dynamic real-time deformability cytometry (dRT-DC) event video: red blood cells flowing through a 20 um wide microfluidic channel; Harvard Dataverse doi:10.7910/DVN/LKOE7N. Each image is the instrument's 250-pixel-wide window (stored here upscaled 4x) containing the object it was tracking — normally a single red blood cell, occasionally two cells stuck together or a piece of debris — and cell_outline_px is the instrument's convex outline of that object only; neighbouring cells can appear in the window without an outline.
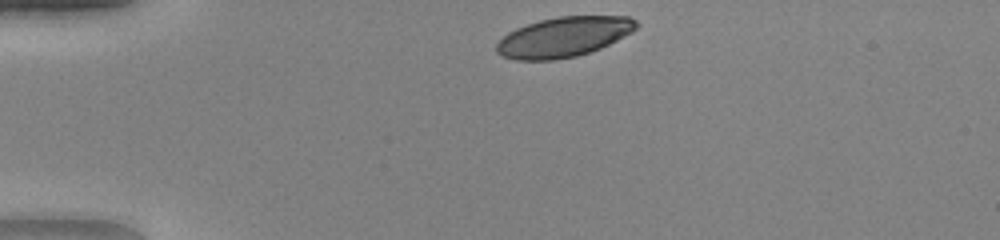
{"species": "human", "species_latin": "Homo sapiens", "temperature_condition": "warm", "stored_images_in_passage": 32, "camera_frame_rate_fps": 3000, "um_per_image_px": 0.085, "donor": {"sex": "female"}, "frame": {"image": 1, "passage_image": 1, "time_ms": 0.0, "image_size_px": [1000, 240], "cell_outline_px": [[640, 24], [632, 32], [600, 48], [576, 56], [556, 60], [516, 60], [504, 56], [496, 52], [496, 44], [508, 32], [516, 28], [540, 20], [560, 16], [628, 16], [636, 20]], "centroid_in_image_um": [47.92, 3.14], "position_along_channel_um": 37.1, "area_um2": 32.43}}
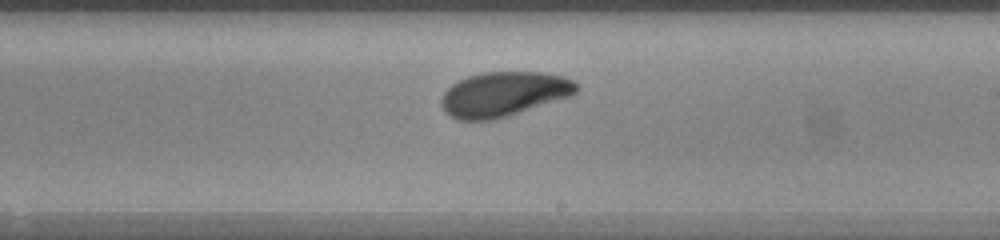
{"frame": {"image": 2, "passage_image": 20, "time_ms": 6.333, "image_size_px": [1000, 240], "cell_outline_px": [[580, 88], [572, 96], [508, 116], [492, 120], [456, 120], [444, 112], [440, 104], [440, 100], [444, 92], [452, 84], [468, 76], [484, 72], [540, 72], [564, 76], [580, 84]], "centroid_in_image_um": [42.83, 8.0], "position_along_channel_um": 246.2, "area_um2": 35.49}}
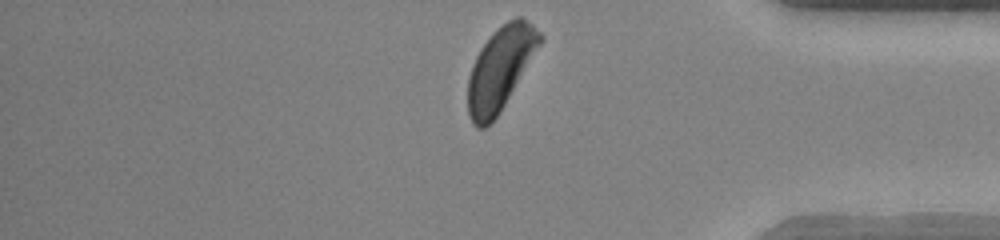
{"frame": {"image": 3, "passage_image": 32, "time_ms": 10.333, "image_size_px": [1000, 240], "cell_outline_px": [[544, 40], [500, 112], [484, 128], [476, 128], [472, 124], [468, 116], [468, 76], [472, 64], [480, 48], [492, 32], [496, 28], [508, 20], [516, 16], [520, 16], [532, 24], [544, 36]], "centroid_in_image_um": [42.53, 5.8], "position_along_channel_um": 392.7, "area_um2": 35.03}, "authors_computed_cell_mechanics": {"area_um2": 34.9112, "velocity_mm_per_s": 4.107, "shape_relaxation_time_tau1_ms": 2.1937, "shape_relaxation_time_tau2_ms": 3.9283, "deformation_change_tau1": 0.1229, "deformation_change_tau2": 0.0967}}